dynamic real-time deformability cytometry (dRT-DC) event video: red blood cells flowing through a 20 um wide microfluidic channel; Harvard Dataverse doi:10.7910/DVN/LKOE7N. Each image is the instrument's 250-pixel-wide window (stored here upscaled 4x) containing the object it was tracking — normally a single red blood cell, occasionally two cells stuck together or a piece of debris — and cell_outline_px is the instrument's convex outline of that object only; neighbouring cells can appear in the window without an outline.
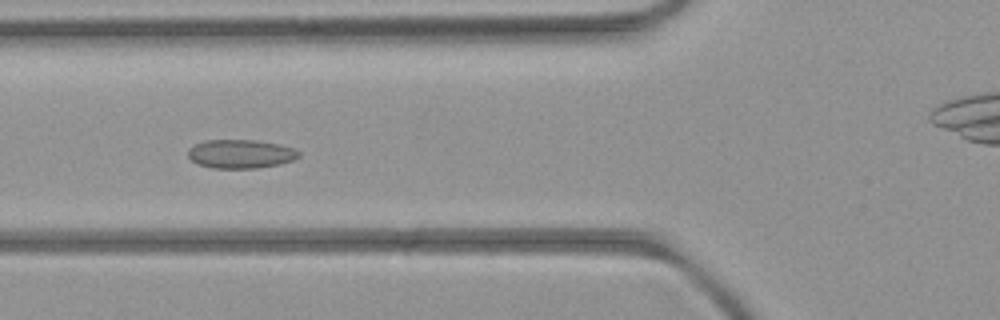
{"species": "common noctule bat (a hibernating species)", "species_latin": "Nyctalus noctula", "temperature_condition": "room temperature", "stored_images_in_passage": 9, "camera_frame_rate_fps": 3000, "um_per_image_px": 0.085, "animal": {"sex": "female", "body_mass_g": 21.9}, "frame": {"image": 1, "passage_image": 6, "time_ms": 5.667, "image_size_px": [1000, 320], "cell_outline_px": [[300, 156], [292, 160], [280, 164], [256, 168], [212, 168], [196, 164], [188, 156], [188, 148], [204, 140], [256, 140], [280, 144], [296, 148], [300, 152]], "centroid_in_image_um": [20.46, 13.08], "position_along_channel_um": 105.3, "area_um2": 18.73}}
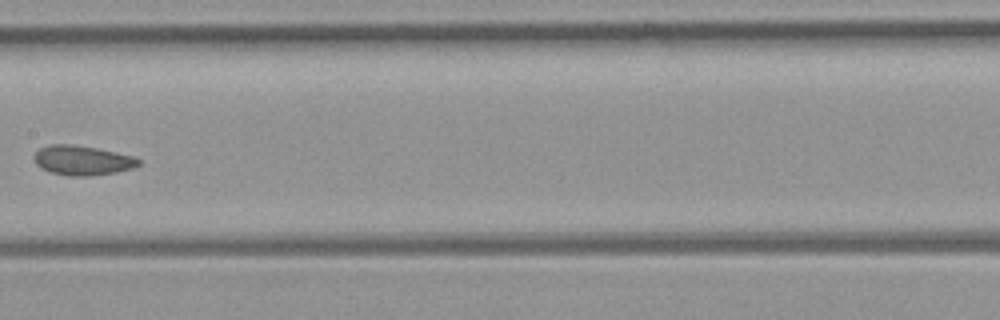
{"frame": {"image": 2, "passage_image": 8, "time_ms": 8.0, "image_size_px": [1000, 320], "cell_outline_px": [[140, 164], [136, 168], [116, 172], [88, 176], [68, 176], [52, 172], [40, 168], [36, 164], [32, 156], [40, 148], [48, 144], [72, 144], [96, 148], [116, 152], [132, 156], [140, 160]], "centroid_in_image_um": [6.99, 13.63], "position_along_channel_um": 200.4, "area_um2": 18.15}}
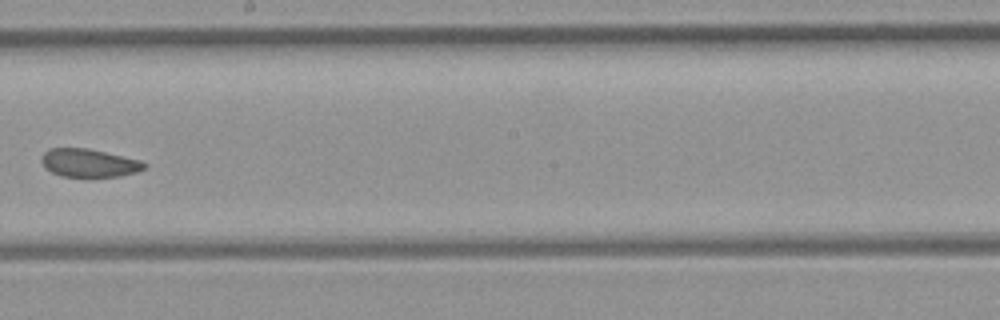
{"frame": {"image": 3, "passage_image": 9, "time_ms": 9.0, "image_size_px": [1000, 320], "cell_outline_px": [[148, 168], [136, 172], [120, 176], [88, 180], [60, 176], [44, 168], [40, 160], [40, 156], [48, 148], [88, 148], [140, 160], [148, 164]], "centroid_in_image_um": [7.55, 13.9], "position_along_channel_um": 240.6, "area_um2": 17.86}}